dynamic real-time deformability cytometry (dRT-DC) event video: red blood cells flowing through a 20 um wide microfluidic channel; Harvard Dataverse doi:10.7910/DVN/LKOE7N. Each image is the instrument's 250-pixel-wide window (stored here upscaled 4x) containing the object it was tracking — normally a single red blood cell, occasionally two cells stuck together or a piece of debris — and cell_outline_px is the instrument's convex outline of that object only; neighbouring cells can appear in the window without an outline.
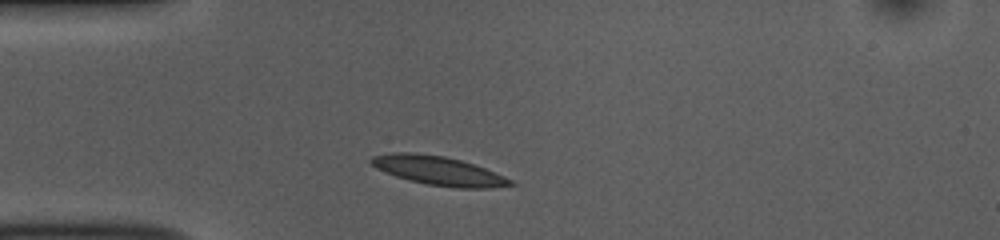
{"species": "common noctule bat (a hibernating species)", "species_latin": "Nyctalus noctula", "temperature_condition": "room temperature", "stored_images_in_passage": 41, "camera_frame_rate_fps": 3000, "um_per_image_px": 0.085, "animal": {"sex": "female", "body_mass_g": 10.0, "forearm_length_mm": 53.1}, "frame": {"image": 1, "passage_image": 1, "time_ms": 0.0, "image_size_px": [1000, 240], "cell_outline_px": [[516, 184], [492, 188], [456, 188], [428, 184], [408, 180], [396, 176], [376, 168], [368, 160], [372, 156], [388, 152], [412, 152], [444, 156], [460, 160], [484, 168], [504, 176], [512, 180]], "centroid_in_image_um": [37.24, 14.5], "position_along_channel_um": 47.8, "area_um2": 23.41}}
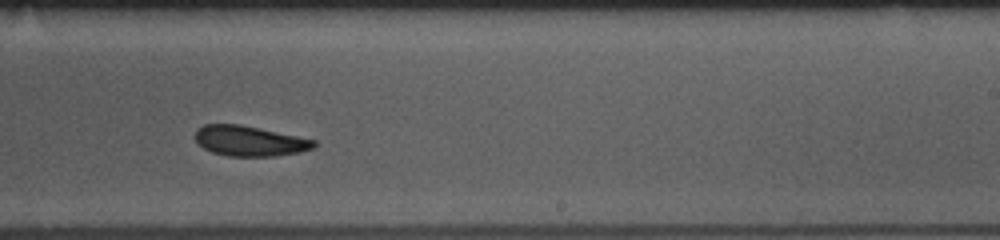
{"frame": {"image": 2, "passage_image": 20, "time_ms": 6.333, "image_size_px": [1000, 240], "cell_outline_px": [[316, 144], [312, 148], [300, 152], [276, 156], [228, 156], [212, 152], [204, 148], [196, 140], [196, 128], [204, 124], [240, 124], [260, 128], [316, 140]], "centroid_in_image_um": [21.21, 11.98], "position_along_channel_um": 267.8, "area_um2": 20.87}}
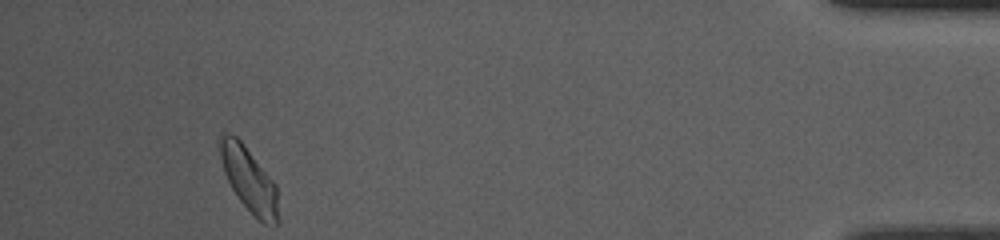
{"frame": {"image": 3, "passage_image": 37, "time_ms": 12.0, "image_size_px": [1000, 240], "cell_outline_px": [[276, 224], [264, 224], [236, 196], [224, 172], [220, 156], [220, 136], [224, 132], [228, 132], [236, 136], [244, 144], [276, 184]], "centroid_in_image_um": [21.12, 15.19], "position_along_channel_um": 414.1, "area_um2": 21.15}, "authors_computed_cell_mechanics": {"area_um2": 21.6172, "velocity_mm_per_s": 3.704, "shape_relaxation_time_tau1_ms": 3.3701, "shape_relaxation_time_tau2_ms": 3.0483, "deformation_change_tau1": 0.0933, "deformation_change_tau2": 0.0709}}